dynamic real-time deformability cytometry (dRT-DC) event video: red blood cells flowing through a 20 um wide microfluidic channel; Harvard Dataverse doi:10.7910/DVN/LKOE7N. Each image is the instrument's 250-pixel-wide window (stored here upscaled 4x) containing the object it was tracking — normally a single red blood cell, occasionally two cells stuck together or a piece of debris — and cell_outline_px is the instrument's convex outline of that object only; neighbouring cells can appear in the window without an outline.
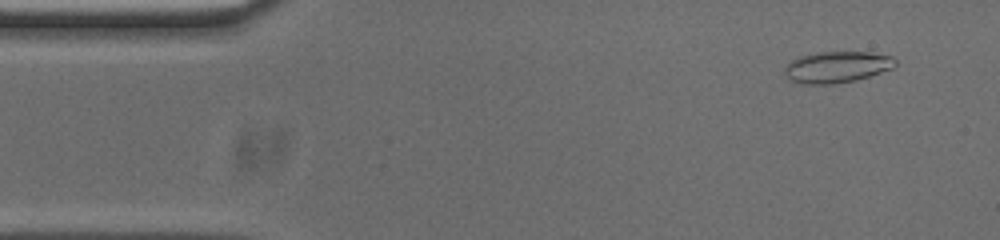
{"species": "common noctule bat (a hibernating species)", "species_latin": "Nyctalus noctula", "temperature_condition": "cold", "stored_images_in_passage": 53, "camera_frame_rate_fps": 3000, "um_per_image_px": 0.085, "animal": {"sex": "male", "body_mass_g": 20.0, "forearm_length_mm": 53.3}, "frame": {"image": 1, "passage_image": 4, "time_ms": 1.0, "image_size_px": [1000, 240], "cell_outline_px": [[896, 64], [892, 68], [856, 80], [832, 84], [804, 84], [788, 80], [784, 76], [784, 68], [792, 60], [800, 56], [820, 52], [872, 52], [892, 56], [896, 60]], "centroid_in_image_um": [71.11, 5.7], "position_along_channel_um": 13.9, "area_um2": 20.23}}
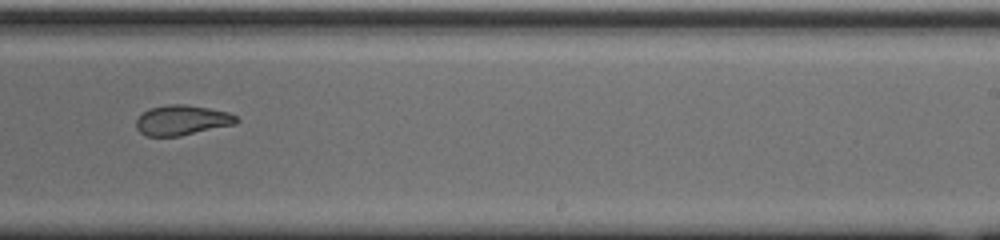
{"frame": {"image": 2, "passage_image": 32, "time_ms": 10.333, "image_size_px": [1000, 240], "cell_outline_px": [[240, 120], [236, 124], [180, 136], [148, 136], [140, 132], [136, 128], [136, 120], [144, 112], [152, 108], [168, 104], [184, 104], [208, 108], [228, 112], [236, 116]], "centroid_in_image_um": [15.49, 10.22], "position_along_channel_um": 273.5, "area_um2": 17.46}}
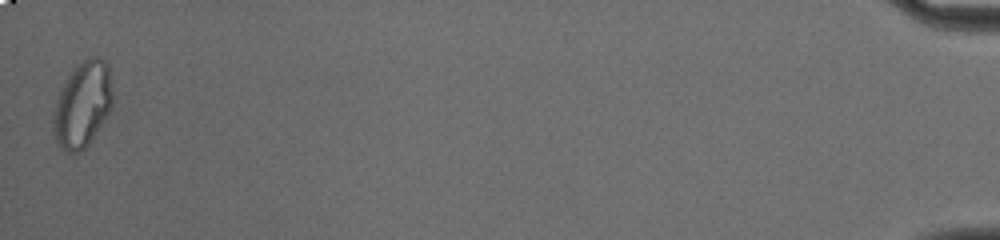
{"frame": {"image": 3, "passage_image": 53, "time_ms": 17.333, "image_size_px": [1000, 240], "cell_outline_px": [[112, 108], [88, 144], [80, 152], [68, 152], [60, 148], [52, 132], [52, 112], [60, 88], [76, 64], [92, 56], [100, 56], [108, 64], [112, 92]], "centroid_in_image_um": [6.99, 8.87], "position_along_channel_um": 428.2, "area_um2": 29.88}, "authors_computed_cell_mechanics": {"area_um2": 19.652, "velocity_mm_per_s": 3.7133, "shape_relaxation_time_tau1_ms": null, "shape_relaxation_time_tau2_ms": 1.6834, "deformation_change_tau1": null, "deformation_change_tau2": 0.0748}}